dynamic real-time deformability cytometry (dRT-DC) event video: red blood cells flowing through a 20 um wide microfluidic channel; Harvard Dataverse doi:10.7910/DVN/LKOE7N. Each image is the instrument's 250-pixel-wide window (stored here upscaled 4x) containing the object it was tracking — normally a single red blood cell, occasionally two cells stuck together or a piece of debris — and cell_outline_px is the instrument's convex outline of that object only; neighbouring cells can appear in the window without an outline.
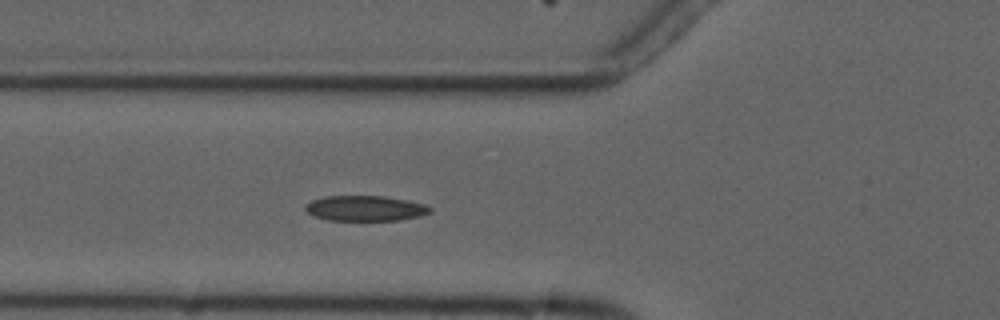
{"species": "common noctule bat (a hibernating species)", "species_latin": "Nyctalus noctula", "temperature_condition": "cold", "stored_images_in_passage": 4, "camera_frame_rate_fps": 3000, "um_per_image_px": 0.085, "animal": {"sex": "male", "forearm_length_mm": 52.5}, "frame": {"image": 1, "passage_image": 4, "time_ms": 4.333, "image_size_px": [1000, 320], "cell_outline_px": [[432, 212], [420, 216], [400, 220], [328, 220], [312, 216], [304, 208], [304, 204], [312, 200], [324, 196], [384, 196], [424, 204], [432, 208]], "centroid_in_image_um": [31.01, 17.71], "position_along_channel_um": 94.8, "area_um2": 18.44}}